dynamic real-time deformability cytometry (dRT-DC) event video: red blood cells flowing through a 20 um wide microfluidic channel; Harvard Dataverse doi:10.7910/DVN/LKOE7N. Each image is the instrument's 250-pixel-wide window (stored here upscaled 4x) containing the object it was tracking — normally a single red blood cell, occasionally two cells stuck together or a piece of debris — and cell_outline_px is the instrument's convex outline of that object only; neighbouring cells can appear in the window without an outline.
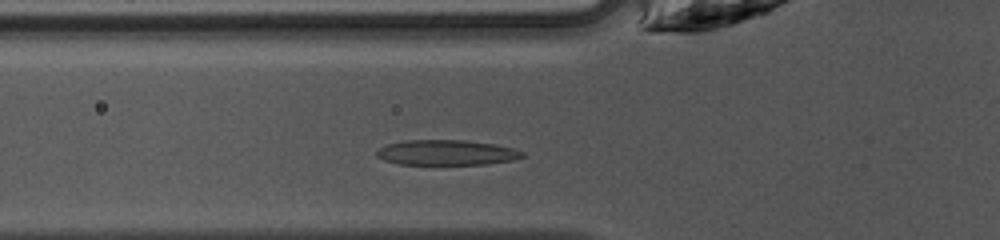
{"species": "common noctule bat (a hibernating species)", "species_latin": "Nyctalus noctula", "temperature_condition": "warm", "stored_images_in_passage": 28, "camera_frame_rate_fps": 3000, "um_per_image_px": 0.085, "animal": {"sex": "female", "body_mass_g": 10.0, "forearm_length_mm": 53.1}, "frame": {"image": 1, "passage_image": 5, "time_ms": 1.333, "image_size_px": [1000, 240], "cell_outline_px": [[528, 156], [512, 160], [488, 164], [400, 164], [384, 160], [376, 156], [376, 152], [380, 148], [388, 144], [404, 140], [464, 140], [492, 144], [512, 148], [524, 152]], "centroid_in_image_um": [37.97, 12.97], "position_along_channel_um": 87.8, "area_um2": 21.33}}
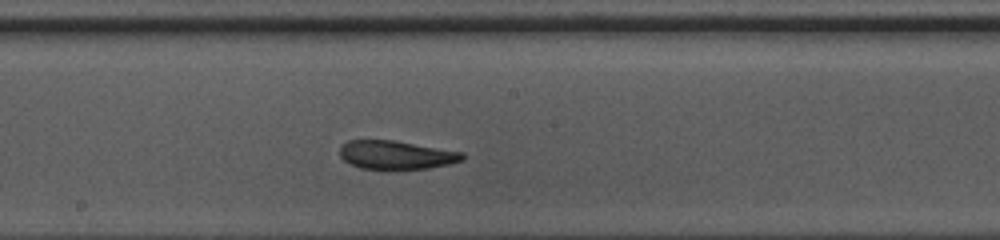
{"frame": {"image": 2, "passage_image": 14, "time_ms": 4.333, "image_size_px": [1000, 240], "cell_outline_px": [[464, 160], [448, 164], [428, 168], [360, 168], [348, 164], [340, 156], [340, 144], [348, 140], [396, 140], [464, 152]], "centroid_in_image_um": [33.66, 13.14], "position_along_channel_um": 214.5, "area_um2": 20.4}}
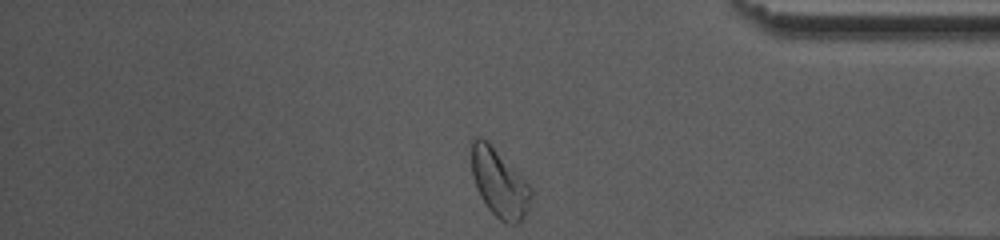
{"frame": {"image": 3, "passage_image": 28, "time_ms": 9.0, "image_size_px": [1000, 240], "cell_outline_px": [[532, 196], [528, 212], [524, 220], [520, 224], [508, 224], [500, 220], [488, 208], [480, 196], [472, 176], [472, 136], [480, 136], [488, 140], [532, 188]], "centroid_in_image_um": [42.46, 15.57], "position_along_channel_um": 392.7, "area_um2": 23.81}, "authors_computed_cell_mechanics": {"area_um2": 21.2704, "velocity_mm_per_s": 4.1989, "shape_relaxation_time_tau1_ms": 6.9346, "shape_relaxation_time_tau2_ms": 2.5535, "deformation_change_tau1": 0.2111, "deformation_change_tau2": 0.0959}}